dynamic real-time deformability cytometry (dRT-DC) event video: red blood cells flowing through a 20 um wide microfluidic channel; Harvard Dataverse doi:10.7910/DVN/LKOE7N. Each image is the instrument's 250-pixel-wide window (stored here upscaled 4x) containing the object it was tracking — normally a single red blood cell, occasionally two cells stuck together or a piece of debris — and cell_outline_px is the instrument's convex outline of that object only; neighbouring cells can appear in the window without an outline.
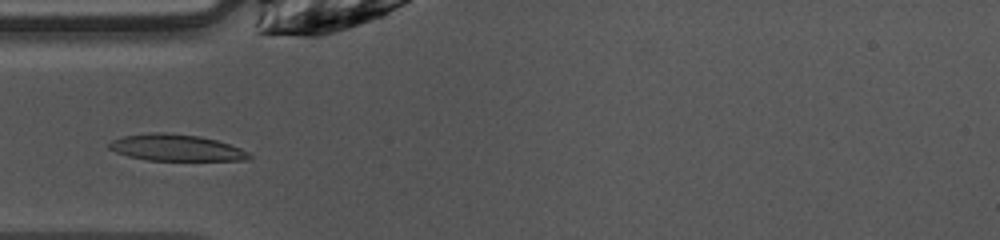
{"species": "common noctule bat (a hibernating species)", "species_latin": "Nyctalus noctula", "temperature_condition": "warm", "stored_images_in_passage": 37, "camera_frame_rate_fps": 3000, "um_per_image_px": 0.085, "animal": {"sex": "female", "body_mass_g": 10.0, "forearm_length_mm": 53.1}, "frame": {"image": 1, "passage_image": 3, "time_ms": 0.667, "image_size_px": [1000, 240], "cell_outline_px": [[252, 156], [248, 160], [144, 160], [128, 156], [116, 152], [108, 148], [108, 144], [112, 140], [124, 136], [152, 132], [164, 132], [200, 136], [216, 140], [240, 148], [248, 152]], "centroid_in_image_um": [14.95, 12.55], "position_along_channel_um": 70.1, "area_um2": 21.56}}
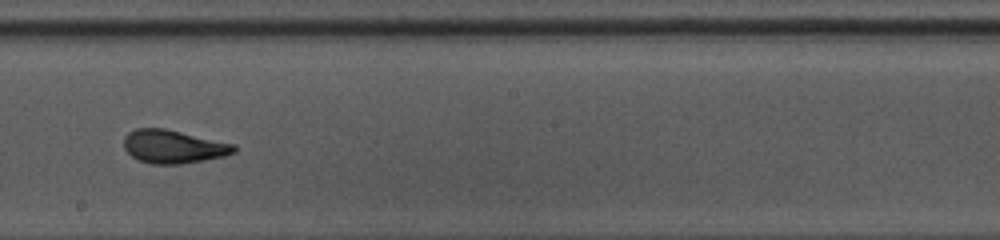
{"frame": {"image": 2, "passage_image": 15, "time_ms": 4.667, "image_size_px": [1000, 240], "cell_outline_px": [[236, 152], [224, 156], [204, 160], [180, 164], [152, 164], [140, 160], [132, 156], [124, 148], [124, 136], [128, 132], [136, 128], [164, 128], [236, 144]], "centroid_in_image_um": [14.74, 12.45], "position_along_channel_um": 233.5, "area_um2": 21.39}}
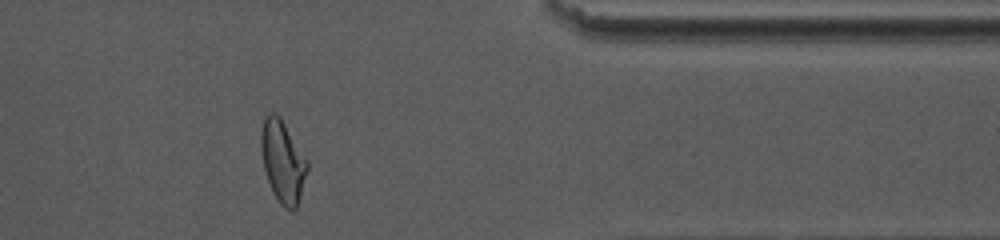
{"frame": {"image": 3, "passage_image": 28, "time_ms": 9.0, "image_size_px": [1000, 240], "cell_outline_px": [[308, 168], [300, 196], [296, 208], [292, 212], [284, 208], [280, 204], [272, 192], [264, 168], [260, 148], [260, 132], [264, 116], [268, 112], [272, 112], [280, 116], [308, 160]], "centroid_in_image_um": [24.02, 13.7], "position_along_channel_um": 387.4, "area_um2": 22.31}, "authors_computed_cell_mechanics": {"area_um2": 21.386, "velocity_mm_per_s": 4.0473, "shape_relaxation_time_tau1_ms": 3.0814, "shape_relaxation_time_tau2_ms": 1.7078, "deformation_change_tau1": 0.1609, "deformation_change_tau2": 0.0429}}